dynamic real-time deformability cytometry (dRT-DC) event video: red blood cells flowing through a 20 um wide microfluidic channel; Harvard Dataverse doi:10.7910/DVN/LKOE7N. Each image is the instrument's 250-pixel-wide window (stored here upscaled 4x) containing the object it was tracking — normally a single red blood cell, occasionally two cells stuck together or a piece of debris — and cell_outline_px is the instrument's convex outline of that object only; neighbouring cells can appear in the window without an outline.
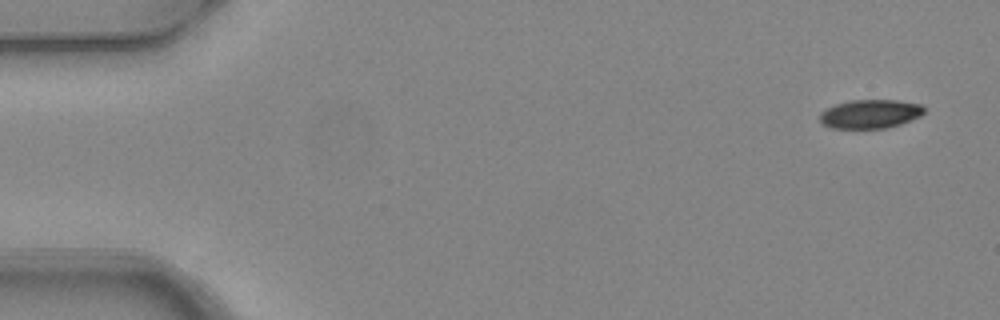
{"species": "common noctule bat (a hibernating species)", "species_latin": "Nyctalus noctula", "temperature_condition": "warm", "stored_images_in_passage": 5, "segment_of_instrument_passage": [2, 2], "camera_frame_rate_fps": 3000, "um_per_image_px": 0.085, "animal": {"sex": "female", "body_mass_g": 24.6, "forearm_length_mm": 56.2}, "frame": {"image": 1, "passage_image": 5, "time_ms": 1.333, "image_size_px": [1000, 320], "cell_outline_px": [[924, 112], [920, 116], [912, 120], [888, 128], [832, 128], [820, 124], [820, 112], [836, 104], [848, 100], [896, 100], [920, 104], [924, 108]], "centroid_in_image_um": [73.95, 9.69], "position_along_channel_um": 11.0, "area_um2": 17.57}}